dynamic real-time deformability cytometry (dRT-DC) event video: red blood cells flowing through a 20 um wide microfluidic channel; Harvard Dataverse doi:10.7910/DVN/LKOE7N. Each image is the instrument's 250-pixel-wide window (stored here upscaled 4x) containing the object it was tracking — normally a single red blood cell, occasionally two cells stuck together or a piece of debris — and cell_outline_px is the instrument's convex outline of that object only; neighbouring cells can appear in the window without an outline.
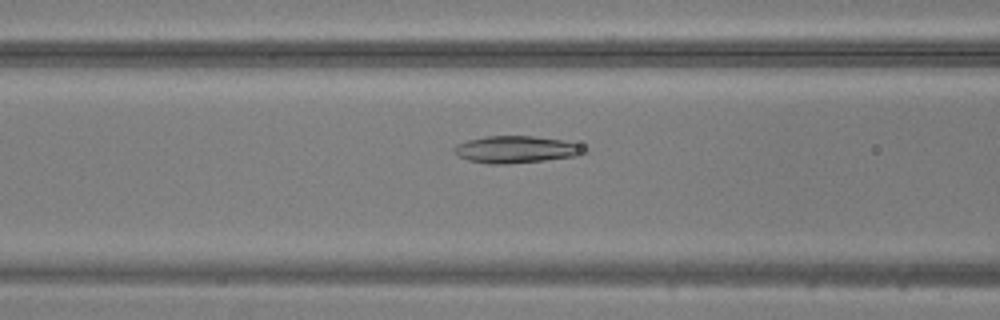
{"species": "common noctule bat (a hibernating species)", "species_latin": "Nyctalus noctula", "temperature_condition": "warm", "stored_images_in_passage": 39, "camera_frame_rate_fps": 3000, "um_per_image_px": 0.085, "animal": {"sex": "male", "body_mass_g": 20.5, "forearm_length_mm": 52.5}, "frame": {"image": 1, "passage_image": 10, "time_ms": 3.0, "image_size_px": [1000, 320], "cell_outline_px": [[588, 152], [576, 156], [544, 160], [508, 164], [488, 164], [468, 160], [452, 152], [452, 148], [456, 144], [468, 140], [484, 136], [532, 136], [564, 140], [580, 144]], "centroid_in_image_um": [43.85, 12.7], "position_along_channel_um": 122.7, "area_um2": 20.63}}
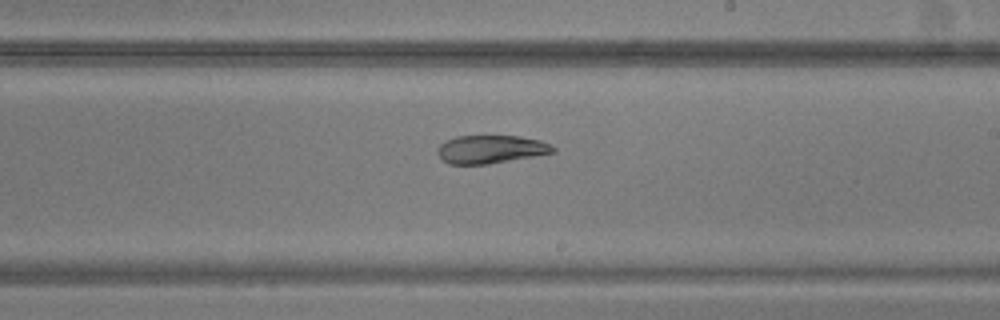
{"frame": {"image": 2, "passage_image": 19, "time_ms": 6.0, "image_size_px": [1000, 320], "cell_outline_px": [[556, 152], [488, 164], [448, 164], [436, 152], [436, 148], [440, 144], [456, 136], [520, 136], [540, 140], [556, 148]], "centroid_in_image_um": [41.71, 12.69], "position_along_channel_um": 247.3, "area_um2": 18.84}}
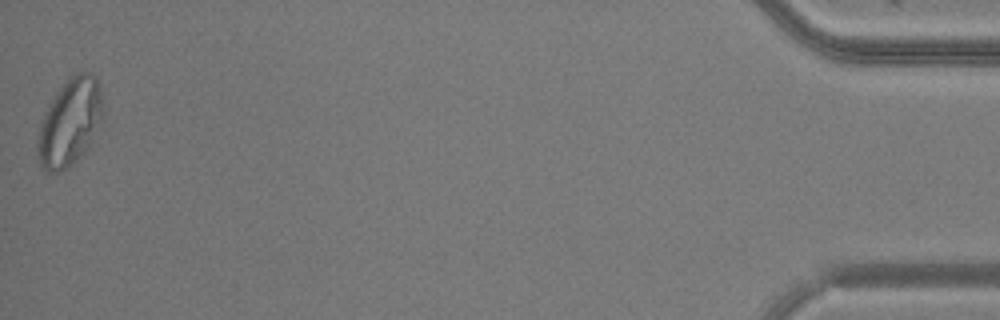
{"frame": {"image": 3, "passage_image": 39, "time_ms": 12.667, "image_size_px": [1000, 320], "cell_outline_px": [[104, 120], [88, 148], [72, 164], [56, 172], [48, 172], [40, 168], [36, 156], [36, 140], [40, 124], [44, 112], [48, 104], [56, 92], [68, 76], [80, 72], [92, 72], [96, 76], [104, 104]], "centroid_in_image_um": [5.94, 10.39], "position_along_channel_um": 429.3, "area_um2": 34.1}}